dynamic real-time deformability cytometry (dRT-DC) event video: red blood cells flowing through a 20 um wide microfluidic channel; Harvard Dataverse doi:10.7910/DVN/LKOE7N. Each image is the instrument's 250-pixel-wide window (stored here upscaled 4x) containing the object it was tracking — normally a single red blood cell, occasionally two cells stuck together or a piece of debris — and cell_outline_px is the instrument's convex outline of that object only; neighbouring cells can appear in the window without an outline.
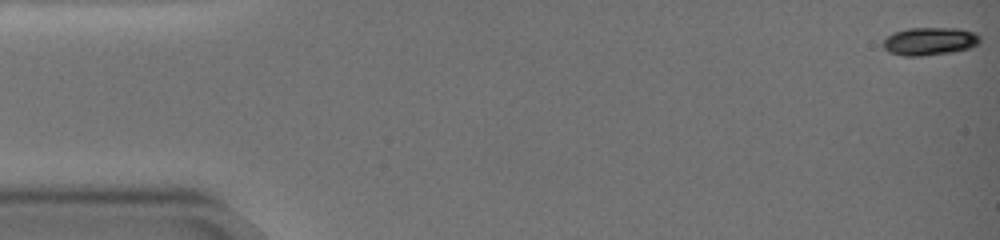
{"species": "common noctule bat (a hibernating species)", "species_latin": "Nyctalus noctula", "temperature_condition": "warm", "stored_images_in_passage": 65, "camera_frame_rate_fps": 3000, "um_per_image_px": 0.085, "animal": {"sex": "female", "body_mass_g": 19.0, "forearm_length_mm": 51.5}, "frame": {"image": 1, "passage_image": 1, "time_ms": 0.0, "image_size_px": [1000, 240], "cell_outline_px": [[980, 40], [976, 44], [968, 48], [944, 52], [912, 56], [892, 52], [884, 48], [884, 40], [888, 36], [896, 32], [912, 28], [940, 28], [972, 32]], "centroid_in_image_um": [78.96, 3.49], "position_along_channel_um": 6.0, "area_um2": 14.51}}
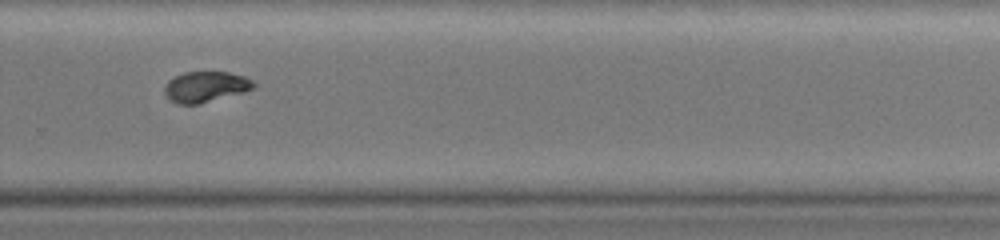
{"frame": {"image": 2, "passage_image": 46, "time_ms": 15.0, "image_size_px": [1000, 240], "cell_outline_px": [[256, 84], [252, 88], [244, 92], [200, 104], [176, 104], [164, 92], [164, 84], [168, 80], [184, 72], [228, 72], [244, 76], [252, 80]], "centroid_in_image_um": [17.47, 7.37], "position_along_channel_um": 312.3, "area_um2": 15.9}}
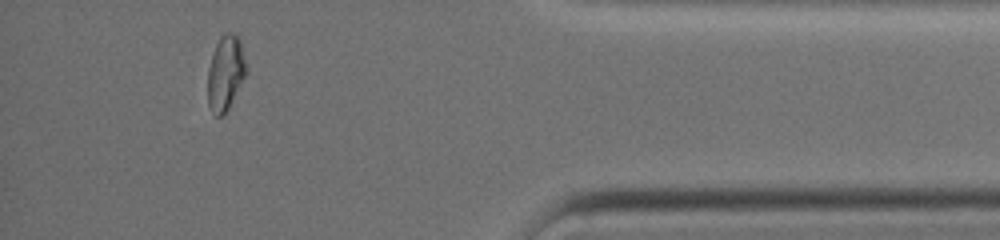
{"frame": {"image": 3, "passage_image": 59, "time_ms": 19.333, "image_size_px": [1000, 240], "cell_outline_px": [[248, 68], [224, 116], [216, 116], [208, 104], [208, 68], [216, 44], [220, 36], [224, 32], [232, 32], [240, 40]], "centroid_in_image_um": [19.17, 6.17], "position_along_channel_um": 416.0, "area_um2": 16.59}, "authors_computed_cell_mechanics": {"area_um2": 16.0106, "velocity_mm_per_s": 3.0408, "shape_relaxation_time_tau1_ms": 4.9577, "shape_relaxation_time_tau2_ms": 2.5598, "deformation_change_tau1": 0.1914, "deformation_change_tau2": 0.0299}}